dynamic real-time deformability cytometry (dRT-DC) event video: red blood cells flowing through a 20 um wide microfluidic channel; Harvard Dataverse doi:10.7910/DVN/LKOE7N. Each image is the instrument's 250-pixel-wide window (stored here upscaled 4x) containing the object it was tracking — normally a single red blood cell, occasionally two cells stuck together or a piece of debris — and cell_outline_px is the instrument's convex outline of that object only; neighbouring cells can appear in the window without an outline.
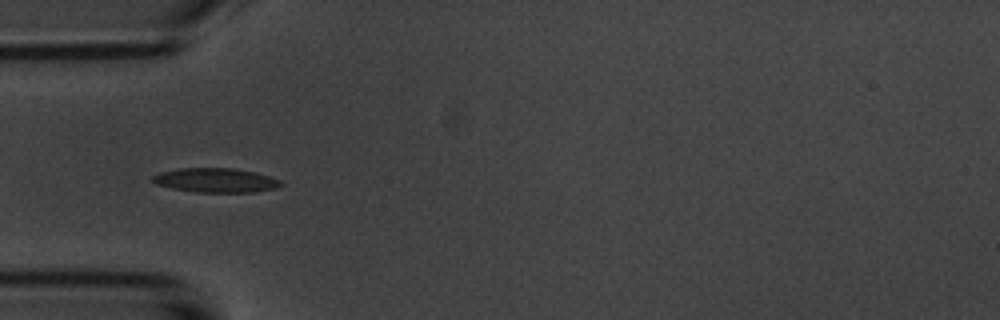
{"species": "common noctule bat (a hibernating species)", "species_latin": "Nyctalus noctula", "temperature_condition": "room temperature", "stored_images_in_passage": 4, "camera_frame_rate_fps": 3000, "um_per_image_px": 0.085, "animal": {"sex": "male", "body_mass_g": 20.1, "forearm_length_mm": 53.5}, "frame": {"image": 1, "passage_image": 4, "time_ms": 3.333, "image_size_px": [1000, 320], "cell_outline_px": [[284, 184], [276, 188], [256, 192], [196, 192], [172, 188], [156, 184], [152, 180], [152, 176], [160, 172], [180, 168], [232, 168], [256, 172], [280, 180]], "centroid_in_image_um": [18.35, 15.32], "position_along_channel_um": 66.7, "area_um2": 18.15}}